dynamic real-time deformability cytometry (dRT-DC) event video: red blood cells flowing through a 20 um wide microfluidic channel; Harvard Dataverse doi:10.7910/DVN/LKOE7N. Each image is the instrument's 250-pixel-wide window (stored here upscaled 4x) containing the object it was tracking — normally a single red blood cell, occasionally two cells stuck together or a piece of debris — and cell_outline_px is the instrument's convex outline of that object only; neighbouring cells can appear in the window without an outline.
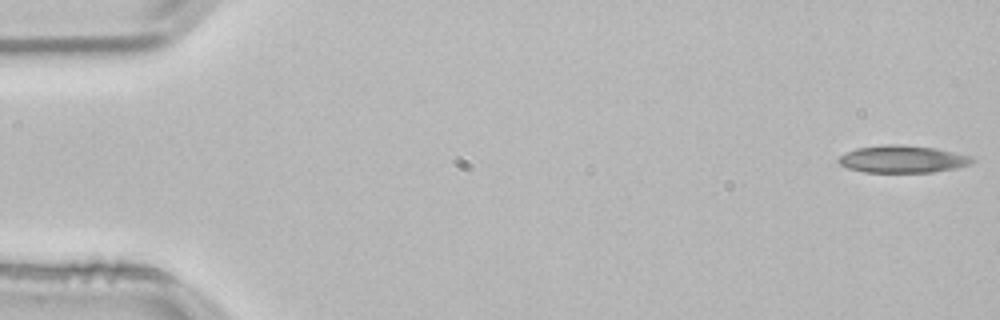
{"species": "common noctule bat (a hibernating species)", "species_latin": "Nyctalus noctula", "temperature_condition": "room temperature", "stored_images_in_passage": 53, "camera_frame_rate_fps": 3000, "um_per_image_px": 0.085, "animal": {"sex": "male", "body_mass_g": 21.5, "forearm_length_mm": 52.0}, "frame": {"image": 1, "passage_image": 1, "time_ms": 0.0, "image_size_px": [1000, 320], "cell_outline_px": [[976, 160], [972, 164], [956, 168], [932, 172], [864, 172], [848, 168], [840, 164], [836, 160], [840, 156], [856, 148], [884, 144], [904, 144], [936, 148], [972, 156]], "centroid_in_image_um": [76.75, 13.52], "position_along_channel_um": 8.2, "area_um2": 21.44}}
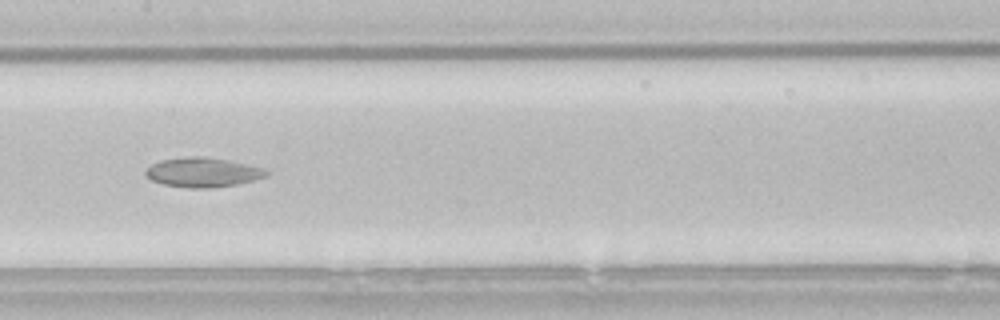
{"frame": {"image": 2, "passage_image": 26, "time_ms": 8.333, "image_size_px": [1000, 320], "cell_outline_px": [[268, 172], [264, 176], [252, 180], [236, 184], [212, 188], [192, 188], [164, 184], [152, 180], [144, 176], [144, 172], [152, 164], [160, 160], [184, 156], [204, 156], [228, 160], [264, 168]], "centroid_in_image_um": [17.18, 14.63], "position_along_channel_um": 190.2, "area_um2": 20.63}}
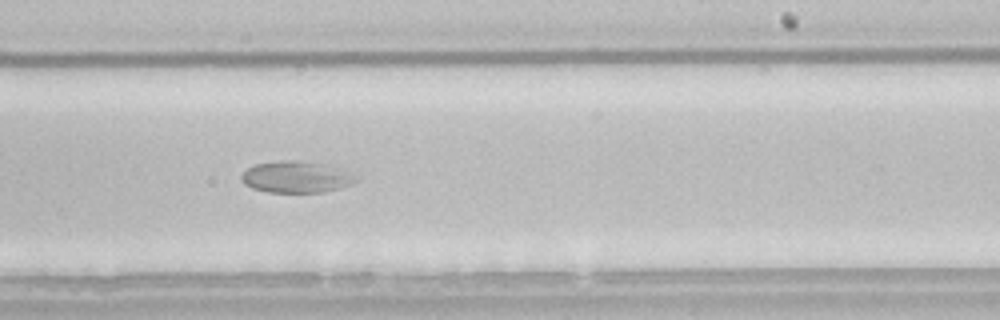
{"frame": {"image": 3, "passage_image": 32, "time_ms": 10.333, "image_size_px": [1000, 320], "cell_outline_px": [[360, 180], [352, 184], [324, 192], [268, 192], [252, 188], [244, 184], [240, 180], [240, 176], [248, 168], [256, 164], [280, 160], [300, 160], [324, 164], [340, 168], [352, 172], [360, 176]], "centroid_in_image_um": [25.23, 15.04], "position_along_channel_um": 263.8, "area_um2": 21.39}}